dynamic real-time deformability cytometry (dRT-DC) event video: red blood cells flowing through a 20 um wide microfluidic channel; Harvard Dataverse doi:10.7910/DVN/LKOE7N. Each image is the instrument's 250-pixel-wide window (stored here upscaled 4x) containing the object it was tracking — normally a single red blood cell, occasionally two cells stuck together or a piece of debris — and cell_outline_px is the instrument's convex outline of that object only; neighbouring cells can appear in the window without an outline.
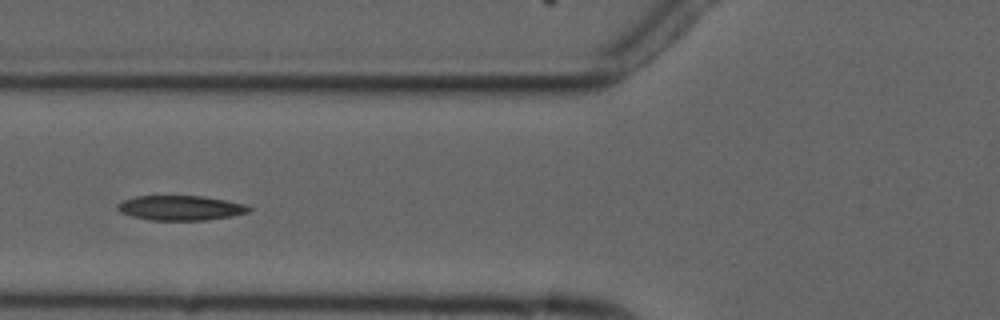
{"species": "common noctule bat (a hibernating species)", "species_latin": "Nyctalus noctula", "temperature_condition": "cold", "stored_images_in_passage": 5, "camera_frame_rate_fps": 3000, "um_per_image_px": 0.085, "animal": {"sex": "male", "forearm_length_mm": 52.5}, "frame": {"image": 1, "passage_image": 5, "time_ms": 5.0, "image_size_px": [1000, 320], "cell_outline_px": [[252, 208], [248, 212], [232, 216], [208, 220], [148, 220], [132, 216], [120, 212], [116, 208], [116, 204], [124, 200], [136, 196], [204, 196], [244, 204]], "centroid_in_image_um": [15.32, 17.67], "position_along_channel_um": 110.5, "area_um2": 18.96}}